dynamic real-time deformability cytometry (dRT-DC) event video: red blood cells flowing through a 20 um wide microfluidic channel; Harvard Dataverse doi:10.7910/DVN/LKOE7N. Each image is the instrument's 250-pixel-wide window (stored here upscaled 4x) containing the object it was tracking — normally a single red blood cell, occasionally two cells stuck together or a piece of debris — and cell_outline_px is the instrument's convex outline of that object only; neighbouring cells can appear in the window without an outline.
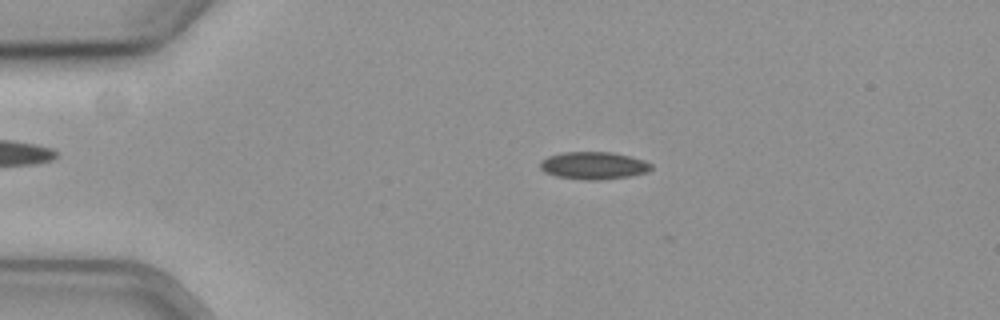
{"species": "common noctule bat (a hibernating species)", "species_latin": "Nyctalus noctula", "temperature_condition": "cold", "stored_images_in_passage": 45, "camera_frame_rate_fps": 3000, "um_per_image_px": 0.085, "animal": {"sex": "female", "body_mass_g": 19.3, "forearm_length_mm": 54.1}, "frame": {"image": 1, "passage_image": 12, "time_ms": 3.667, "image_size_px": [1000, 320], "cell_outline_px": [[652, 168], [648, 172], [628, 176], [596, 180], [584, 180], [556, 176], [544, 172], [540, 168], [540, 160], [548, 156], [564, 152], [608, 152], [628, 156], [644, 160], [652, 164]], "centroid_in_image_um": [50.43, 14.07], "position_along_channel_um": 34.6, "area_um2": 17.69}}
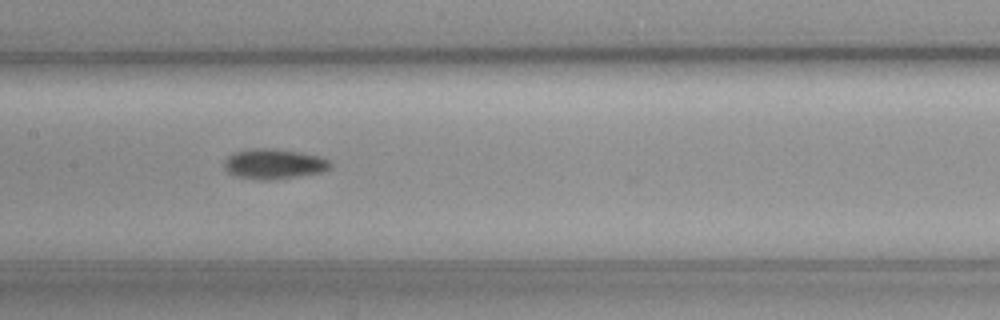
{"frame": {"image": 2, "passage_image": 28, "time_ms": 9.0, "image_size_px": [1000, 320], "cell_outline_px": [[332, 164], [324, 172], [296, 176], [264, 180], [236, 176], [228, 172], [224, 168], [224, 160], [232, 152], [252, 148], [268, 148], [300, 152], [320, 156], [328, 160]], "centroid_in_image_um": [23.25, 13.92], "position_along_channel_um": 184.1, "area_um2": 18.5}}
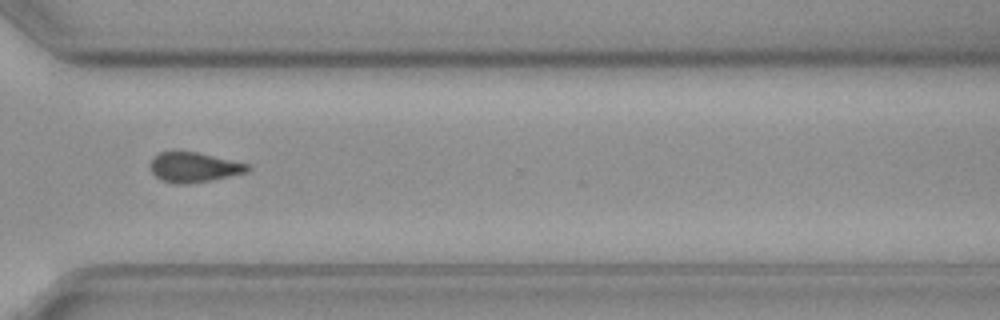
{"frame": {"image": 3, "passage_image": 42, "time_ms": 13.667, "image_size_px": [1000, 320], "cell_outline_px": [[252, 168], [248, 172], [212, 180], [188, 184], [176, 184], [160, 180], [152, 172], [148, 164], [152, 156], [160, 152], [196, 152], [248, 164]], "centroid_in_image_um": [16.45, 14.23], "position_along_channel_um": 354.2, "area_um2": 17.05}, "authors_computed_cell_mechanics": {"area_um2": 17.4556, "velocity_mm_per_s": 3.6468, "shape_relaxation_time_tau1_ms": 2.6738, "shape_relaxation_time_tau2_ms": null, "deformation_change_tau1": 0.081, "deformation_change_tau2": null}}